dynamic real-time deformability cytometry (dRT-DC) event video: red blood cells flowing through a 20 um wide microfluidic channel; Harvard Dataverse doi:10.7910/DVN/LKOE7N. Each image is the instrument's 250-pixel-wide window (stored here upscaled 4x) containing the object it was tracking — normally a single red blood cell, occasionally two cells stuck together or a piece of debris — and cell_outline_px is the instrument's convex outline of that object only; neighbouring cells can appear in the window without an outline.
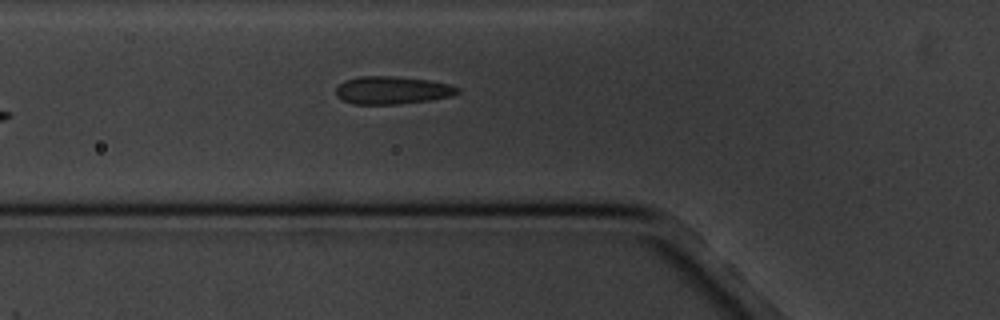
{"species": "common noctule bat (a hibernating species)", "species_latin": "Nyctalus noctula", "temperature_condition": "cold", "stored_images_in_passage": 6, "camera_frame_rate_fps": 3000, "um_per_image_px": 0.085, "animal": {"sex": "male", "body_mass_g": 20.1, "forearm_length_mm": 53.5}, "frame": {"image": 1, "passage_image": 6, "time_ms": 6.0, "image_size_px": [1000, 320], "cell_outline_px": [[460, 92], [452, 96], [432, 100], [396, 104], [356, 104], [344, 100], [336, 96], [336, 88], [344, 80], [360, 76], [396, 76], [428, 80], [448, 84], [460, 88]], "centroid_in_image_um": [33.35, 7.66], "position_along_channel_um": 92.4, "area_um2": 19.71}}